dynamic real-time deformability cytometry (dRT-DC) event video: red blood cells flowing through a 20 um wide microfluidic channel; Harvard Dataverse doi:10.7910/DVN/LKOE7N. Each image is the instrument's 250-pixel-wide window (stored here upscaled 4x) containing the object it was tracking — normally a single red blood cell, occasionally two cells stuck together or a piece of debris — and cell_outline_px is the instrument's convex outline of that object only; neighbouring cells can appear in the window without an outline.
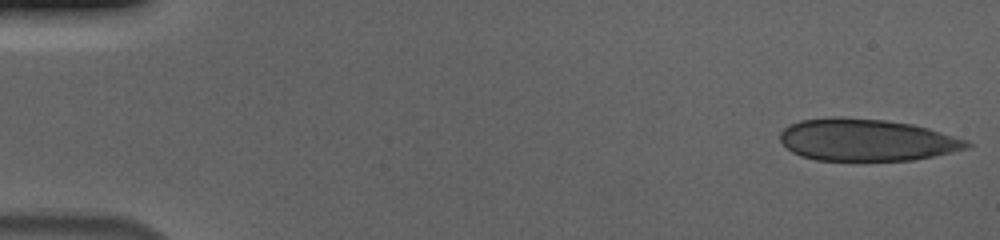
{"species": "human", "species_latin": "Homo sapiens", "temperature_condition": "cold", "stored_images_in_passage": 54, "camera_frame_rate_fps": 3000, "um_per_image_px": 0.085, "donor": {"sex": "male"}, "frame": {"image": 1, "passage_image": 1, "time_ms": 0.0, "image_size_px": [1000, 240], "cell_outline_px": [[972, 148], [912, 160], [816, 160], [800, 156], [792, 152], [780, 140], [780, 132], [788, 124], [800, 120], [832, 116], [836, 116], [884, 120], [912, 124], [928, 128], [968, 140], [972, 144]], "centroid_in_image_um": [73.65, 11.89], "position_along_channel_um": 11.3, "area_um2": 45.95}}
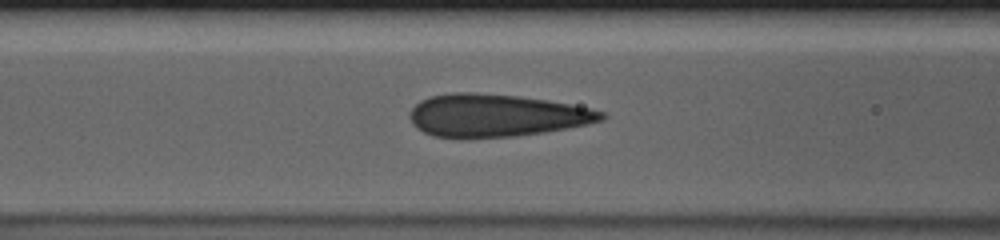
{"frame": {"image": 2, "passage_image": 22, "time_ms": 7.0, "image_size_px": [1000, 240], "cell_outline_px": [[608, 116], [604, 120], [588, 124], [544, 132], [512, 136], [464, 140], [460, 140], [432, 136], [416, 128], [412, 124], [408, 116], [412, 108], [420, 100], [432, 96], [452, 92], [472, 92], [516, 96], [544, 100], [568, 104], [588, 108], [604, 112]], "centroid_in_image_um": [42.1, 9.84], "position_along_channel_um": 124.5, "area_um2": 48.03}}
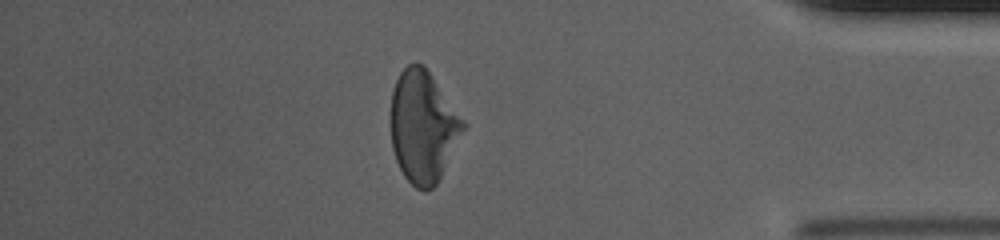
{"frame": {"image": 3, "passage_image": 47, "time_ms": 15.333, "image_size_px": [1000, 240], "cell_outline_px": [[464, 128], [436, 184], [432, 188], [424, 192], [416, 188], [404, 176], [396, 160], [392, 148], [392, 92], [396, 80], [400, 72], [408, 64], [416, 60], [428, 72], [464, 120]], "centroid_in_image_um": [35.93, 10.77], "position_along_channel_um": 399.3, "area_um2": 45.95}, "authors_computed_cell_mechanics": {"area_um2": 46.8758, "velocity_mm_per_s": 3.6821, "shape_relaxation_time_tau1_ms": 5.4707, "shape_relaxation_time_tau2_ms": 0.7321, "deformation_change_tau1": 0.1682, "deformation_change_tau2": 0.0576}}